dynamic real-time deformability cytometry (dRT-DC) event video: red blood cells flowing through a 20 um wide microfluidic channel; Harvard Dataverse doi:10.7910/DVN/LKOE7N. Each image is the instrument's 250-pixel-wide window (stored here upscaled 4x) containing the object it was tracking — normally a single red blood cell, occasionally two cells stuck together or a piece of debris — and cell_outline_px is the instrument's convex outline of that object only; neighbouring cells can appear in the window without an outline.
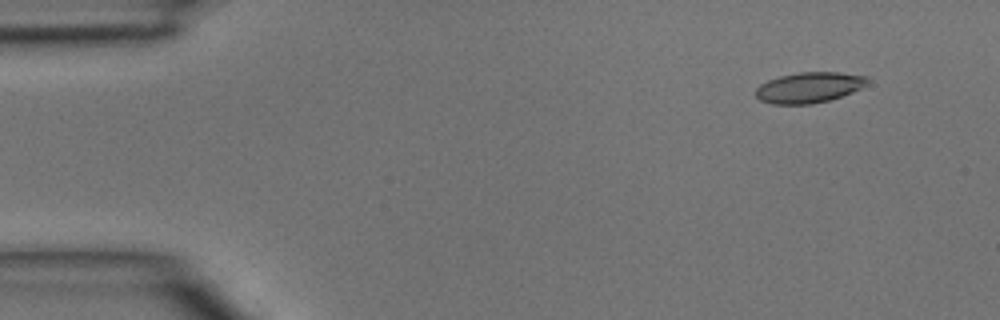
{"species": "common noctule bat (a hibernating species)", "species_latin": "Nyctalus noctula", "temperature_condition": "room temperature", "stored_images_in_passage": 3, "camera_frame_rate_fps": 3000, "um_per_image_px": 0.085, "animal": {"sex": "male", "body_mass_g": 15.6}, "frame": {"image": 1, "passage_image": 1, "time_ms": 0.0, "image_size_px": [1000, 320], "cell_outline_px": [[868, 80], [860, 88], [852, 92], [828, 100], [812, 104], [772, 104], [760, 100], [756, 96], [756, 88], [760, 84], [768, 80], [780, 76], [800, 72], [840, 72], [868, 76]], "centroid_in_image_um": [68.74, 7.43], "position_along_channel_um": 16.3, "area_um2": 19.77}}